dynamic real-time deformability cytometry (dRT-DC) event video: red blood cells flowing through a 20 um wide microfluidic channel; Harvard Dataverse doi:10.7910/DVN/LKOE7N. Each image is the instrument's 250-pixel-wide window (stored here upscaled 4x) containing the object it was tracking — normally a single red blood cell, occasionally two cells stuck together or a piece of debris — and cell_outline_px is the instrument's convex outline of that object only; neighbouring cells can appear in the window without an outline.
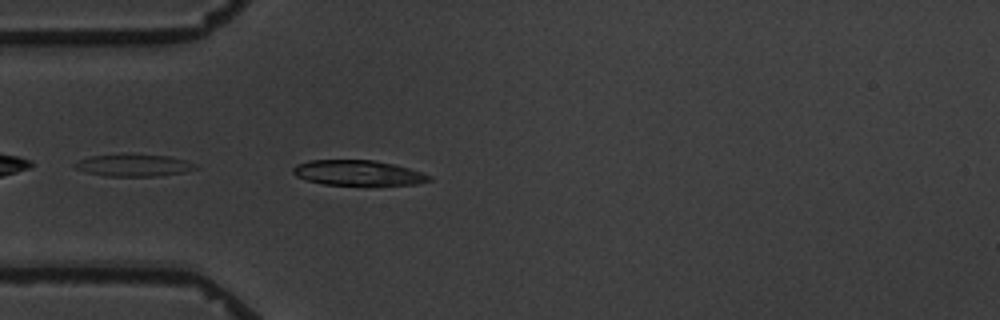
{"species": "common noctule bat (a hibernating species)", "species_latin": "Nyctalus noctula", "temperature_condition": "warm", "stored_images_in_passage": 4, "camera_frame_rate_fps": 3000, "um_per_image_px": 0.085, "animal": {"sex": "male", "body_mass_g": 19.5, "forearm_length_mm": 54.6}, "frame": {"image": 1, "passage_image": 4, "time_ms": 3.667, "image_size_px": [1000, 320], "cell_outline_px": [[432, 180], [416, 184], [324, 184], [308, 180], [296, 176], [292, 172], [292, 168], [296, 164], [308, 160], [376, 160], [408, 168], [432, 176]], "centroid_in_image_um": [30.4, 14.67], "position_along_channel_um": 54.6, "area_um2": 19.65}}